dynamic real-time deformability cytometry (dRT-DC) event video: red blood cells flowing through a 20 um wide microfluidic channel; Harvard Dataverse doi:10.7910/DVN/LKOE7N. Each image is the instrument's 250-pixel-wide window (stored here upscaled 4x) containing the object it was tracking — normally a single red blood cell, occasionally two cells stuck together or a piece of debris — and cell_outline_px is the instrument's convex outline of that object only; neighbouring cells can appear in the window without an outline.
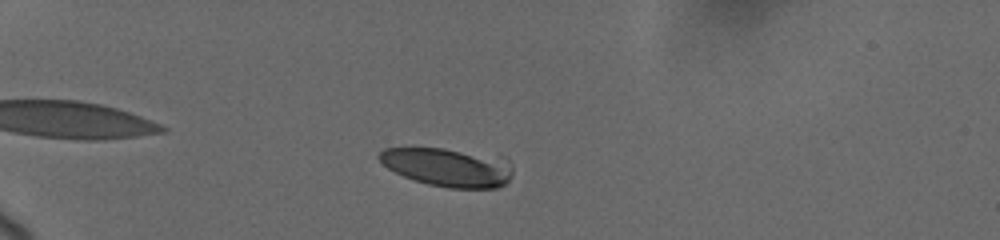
{"species": "human", "species_latin": "Homo sapiens", "temperature_condition": "cold", "stored_images_in_passage": 41, "camera_frame_rate_fps": 3000, "um_per_image_px": 0.085, "donor": {"sex": "female"}, "frame": {"image": 1, "passage_image": 7, "time_ms": 2.333, "image_size_px": [1000, 240], "cell_outline_px": [[512, 172], [508, 180], [504, 184], [496, 188], [448, 188], [428, 184], [404, 176], [388, 168], [376, 156], [384, 148], [444, 148], [512, 164]], "centroid_in_image_um": [37.95, 14.24], "position_along_channel_um": 47.0, "area_um2": 28.73}}
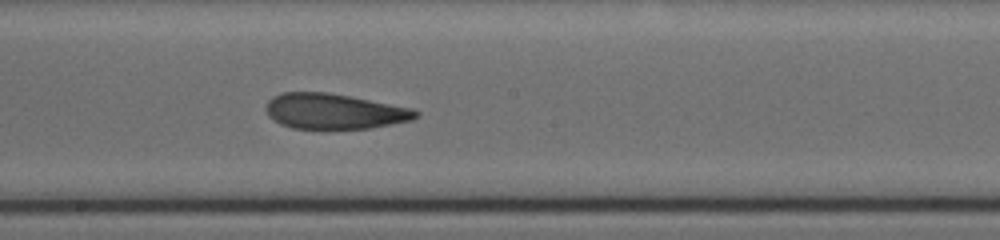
{"frame": {"image": 2, "passage_image": 24, "time_ms": 8.667, "image_size_px": [1000, 240], "cell_outline_px": [[420, 116], [412, 120], [372, 128], [292, 128], [280, 124], [272, 120], [268, 116], [264, 108], [268, 100], [272, 96], [280, 92], [328, 92], [412, 108], [420, 112]], "centroid_in_image_um": [28.38, 9.45], "position_along_channel_um": 219.8, "area_um2": 31.04}}
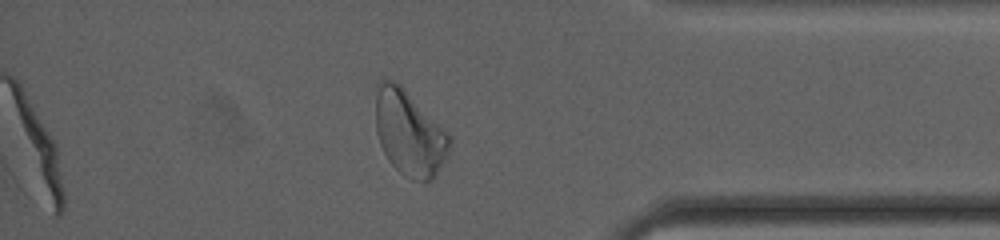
{"frame": {"image": 3, "passage_image": 40, "time_ms": 14.0, "image_size_px": [1000, 240], "cell_outline_px": [[452, 144], [436, 176], [432, 180], [424, 184], [412, 180], [404, 176], [388, 160], [380, 144], [376, 132], [376, 84], [380, 80], [392, 80], [400, 84], [452, 136]], "centroid_in_image_um": [34.81, 11.34], "position_along_channel_um": 400.4, "area_um2": 37.05}, "authors_computed_cell_mechanics": {"area_um2": 31.5588, "velocity_mm_per_s": 3.6574, "shape_relaxation_time_tau1_ms": 10.4187, "shape_relaxation_time_tau2_ms": 2.8064, "deformation_change_tau1": 0.2298, "deformation_change_tau2": 0.1071}}